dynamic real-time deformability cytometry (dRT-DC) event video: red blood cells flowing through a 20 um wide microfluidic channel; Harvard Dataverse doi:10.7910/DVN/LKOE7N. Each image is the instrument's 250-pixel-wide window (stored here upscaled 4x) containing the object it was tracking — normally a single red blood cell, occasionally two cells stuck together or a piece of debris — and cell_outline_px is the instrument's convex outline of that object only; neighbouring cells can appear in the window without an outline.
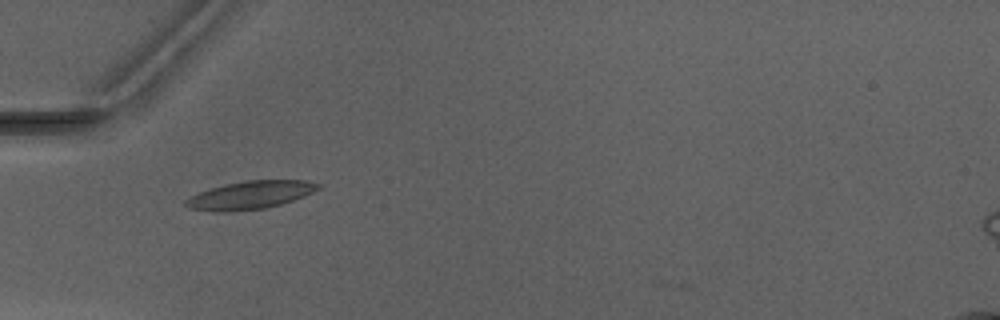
{"species": "Egyptian fruit bat (a non-hibernating species)", "species_latin": "Rousettus aegyptiacus", "temperature_condition": "warm", "stored_images_in_passage": 9, "camera_frame_rate_fps": 3000, "um_per_image_px": 0.085, "animal": {"sex": "male"}, "frame": {"image": 1, "passage_image": 5, "time_ms": 5.0, "image_size_px": [1000, 320], "cell_outline_px": [[320, 188], [304, 196], [280, 204], [264, 208], [224, 212], [212, 212], [188, 208], [184, 204], [184, 200], [188, 196], [224, 184], [244, 180], [304, 180], [320, 184]], "centroid_in_image_um": [21.21, 16.58], "position_along_channel_um": 63.8, "area_um2": 21.62}}
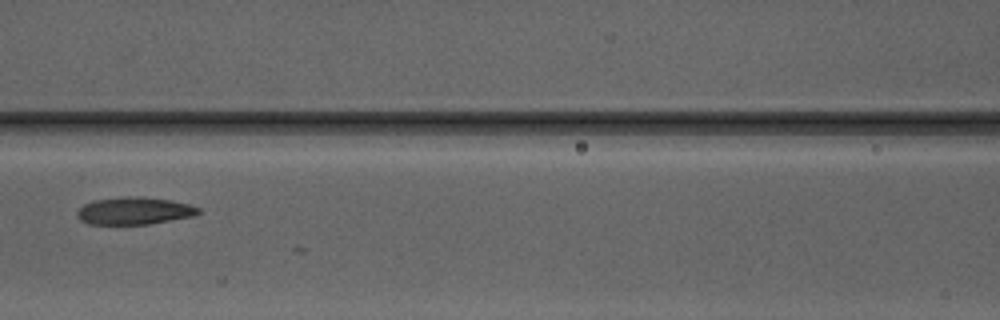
{"frame": {"image": 2, "passage_image": 7, "time_ms": 7.333, "image_size_px": [1000, 320], "cell_outline_px": [[200, 212], [192, 216], [148, 224], [88, 224], [80, 220], [76, 216], [76, 212], [84, 204], [96, 200], [128, 196], [140, 196], [168, 200], [188, 204], [200, 208]], "centroid_in_image_um": [11.38, 17.92], "position_along_channel_um": 155.2, "area_um2": 19.13}}